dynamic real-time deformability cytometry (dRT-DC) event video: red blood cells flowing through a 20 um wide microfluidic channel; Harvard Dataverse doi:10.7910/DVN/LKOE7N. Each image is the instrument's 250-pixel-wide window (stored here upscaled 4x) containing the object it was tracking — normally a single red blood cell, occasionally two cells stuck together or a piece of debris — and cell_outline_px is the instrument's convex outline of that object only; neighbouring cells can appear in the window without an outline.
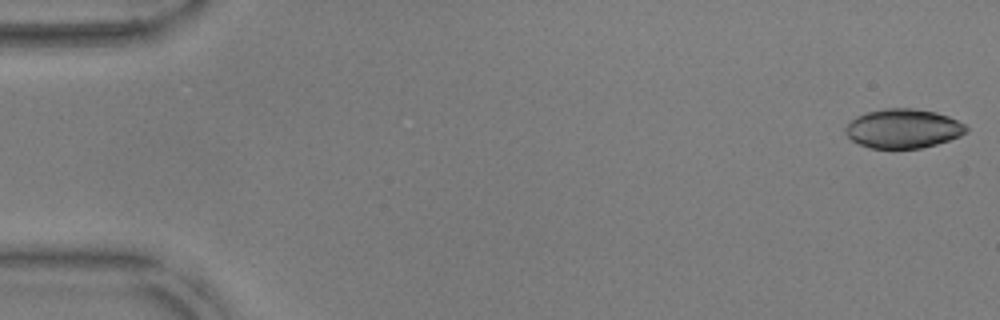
{"species": "common noctule bat (a hibernating species)", "species_latin": "Nyctalus noctula", "temperature_condition": "warm", "stored_images_in_passage": 52, "camera_frame_rate_fps": 3000, "um_per_image_px": 0.085, "animal": {"sex": "male", "body_mass_g": 17.9, "forearm_length_mm": 54.2}, "frame": {"image": 1, "passage_image": 1, "time_ms": 0.0, "image_size_px": [1000, 320], "cell_outline_px": [[968, 132], [960, 136], [936, 144], [920, 148], [868, 148], [852, 140], [844, 132], [844, 128], [856, 116], [868, 112], [884, 108], [912, 108], [936, 112], [948, 116], [964, 124], [968, 128]], "centroid_in_image_um": [76.76, 10.92], "position_along_channel_um": 8.2, "area_um2": 27.51}}
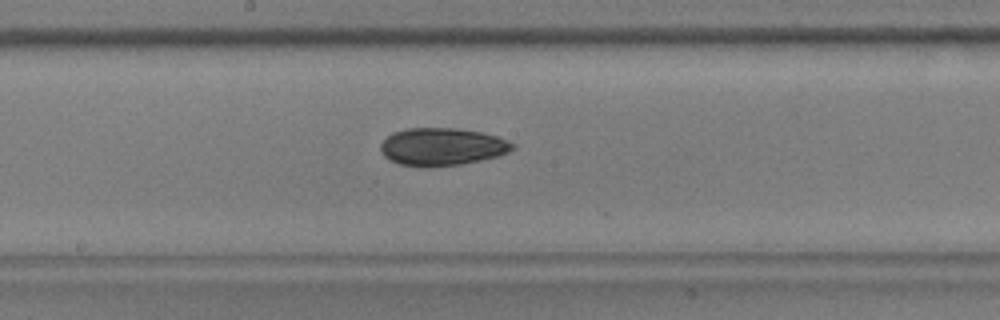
{"frame": {"image": 2, "passage_image": 28, "time_ms": 9.0, "image_size_px": [1000, 320], "cell_outline_px": [[516, 148], [500, 156], [460, 164], [400, 164], [384, 156], [380, 152], [380, 144], [392, 132], [408, 128], [456, 128], [480, 132], [500, 136], [516, 144]], "centroid_in_image_um": [37.64, 12.42], "position_along_channel_um": 210.6, "area_um2": 28.38}}
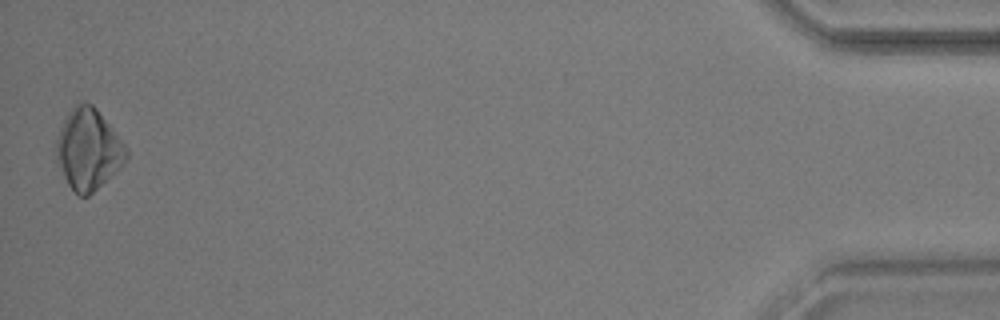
{"frame": {"image": 3, "passage_image": 52, "time_ms": 17.0, "image_size_px": [1000, 320], "cell_outline_px": [[128, 156], [120, 168], [112, 176], [88, 196], [80, 196], [68, 184], [56, 164], [56, 140], [60, 128], [68, 112], [76, 104], [84, 100], [92, 104], [96, 108], [116, 132], [128, 148]], "centroid_in_image_um": [7.5, 12.69], "position_along_channel_um": 427.7, "area_um2": 33.06}, "authors_computed_cell_mechanics": {"area_um2": 28.1197, "velocity_mm_per_s": 3.8083, "shape_relaxation_time_tau1_ms": 3.5037, "shape_relaxation_time_tau2_ms": null, "deformation_change_tau1": 0.118, "deformation_change_tau2": null}}